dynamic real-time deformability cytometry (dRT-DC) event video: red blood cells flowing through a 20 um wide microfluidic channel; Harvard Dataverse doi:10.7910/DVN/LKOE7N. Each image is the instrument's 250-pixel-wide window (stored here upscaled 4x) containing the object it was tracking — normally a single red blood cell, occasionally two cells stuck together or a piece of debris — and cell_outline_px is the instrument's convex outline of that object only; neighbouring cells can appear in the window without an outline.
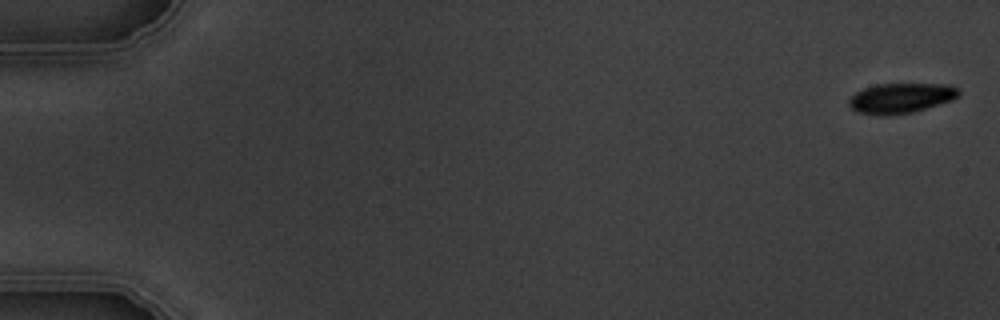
{"species": "common noctule bat (a hibernating species)", "species_latin": "Nyctalus noctula", "temperature_condition": "warm", "stored_images_in_passage": 5, "camera_frame_rate_fps": 3000, "um_per_image_px": 0.085, "animal": {"sex": "male", "body_mass_g": 19.5, "forearm_length_mm": 54.6}, "frame": {"image": 1, "passage_image": 1, "time_ms": 0.0, "image_size_px": [1000, 320], "cell_outline_px": [[960, 96], [952, 100], [912, 112], [888, 116], [876, 116], [856, 112], [848, 104], [848, 100], [856, 92], [864, 88], [876, 84], [948, 84], [960, 88]], "centroid_in_image_um": [76.57, 8.34], "position_along_channel_um": 8.4, "area_um2": 19.48}}